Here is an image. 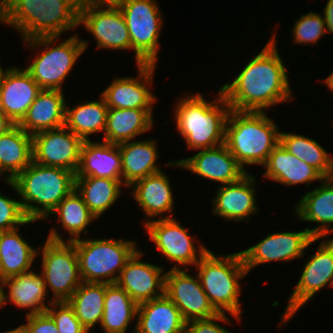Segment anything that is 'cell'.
I'll list each match as a JSON object with an SVG mask.
<instances>
[{"label":"cell","instance_id":"cell-22","mask_svg":"<svg viewBox=\"0 0 333 333\" xmlns=\"http://www.w3.org/2000/svg\"><path fill=\"white\" fill-rule=\"evenodd\" d=\"M165 172L159 171L157 173L146 176L136 180L131 187V194L136 200L138 206L145 214V225L149 221L154 220L156 216L162 218H173L174 209V196L171 190V183ZM164 213H170L166 216ZM164 216V217H162Z\"/></svg>","mask_w":333,"mask_h":333},{"label":"cell","instance_id":"cell-51","mask_svg":"<svg viewBox=\"0 0 333 333\" xmlns=\"http://www.w3.org/2000/svg\"><path fill=\"white\" fill-rule=\"evenodd\" d=\"M4 333H23V330H22L21 326L19 325L16 328L10 329L6 332L4 331Z\"/></svg>","mask_w":333,"mask_h":333},{"label":"cell","instance_id":"cell-15","mask_svg":"<svg viewBox=\"0 0 333 333\" xmlns=\"http://www.w3.org/2000/svg\"><path fill=\"white\" fill-rule=\"evenodd\" d=\"M83 140L65 125L32 135L33 161L76 173Z\"/></svg>","mask_w":333,"mask_h":333},{"label":"cell","instance_id":"cell-25","mask_svg":"<svg viewBox=\"0 0 333 333\" xmlns=\"http://www.w3.org/2000/svg\"><path fill=\"white\" fill-rule=\"evenodd\" d=\"M65 99L61 90L42 89L18 125L31 135L64 126L67 103Z\"/></svg>","mask_w":333,"mask_h":333},{"label":"cell","instance_id":"cell-32","mask_svg":"<svg viewBox=\"0 0 333 333\" xmlns=\"http://www.w3.org/2000/svg\"><path fill=\"white\" fill-rule=\"evenodd\" d=\"M50 215H57L58 220L56 221H59L62 229L69 234V238L64 240L59 231L53 227L49 230L47 237V239L52 241L72 242L79 239L83 232V235L89 233L87 230L88 225L97 220L75 189L57 205Z\"/></svg>","mask_w":333,"mask_h":333},{"label":"cell","instance_id":"cell-45","mask_svg":"<svg viewBox=\"0 0 333 333\" xmlns=\"http://www.w3.org/2000/svg\"><path fill=\"white\" fill-rule=\"evenodd\" d=\"M123 0H79L80 4L94 6H119Z\"/></svg>","mask_w":333,"mask_h":333},{"label":"cell","instance_id":"cell-52","mask_svg":"<svg viewBox=\"0 0 333 333\" xmlns=\"http://www.w3.org/2000/svg\"><path fill=\"white\" fill-rule=\"evenodd\" d=\"M3 73H4V69H3V68L1 67V65H0V81H1V78H2Z\"/></svg>","mask_w":333,"mask_h":333},{"label":"cell","instance_id":"cell-9","mask_svg":"<svg viewBox=\"0 0 333 333\" xmlns=\"http://www.w3.org/2000/svg\"><path fill=\"white\" fill-rule=\"evenodd\" d=\"M118 7L126 21L136 65H157L164 23L157 0H123Z\"/></svg>","mask_w":333,"mask_h":333},{"label":"cell","instance_id":"cell-1","mask_svg":"<svg viewBox=\"0 0 333 333\" xmlns=\"http://www.w3.org/2000/svg\"><path fill=\"white\" fill-rule=\"evenodd\" d=\"M273 34L231 83L220 87L232 110L264 112L292 100L289 75Z\"/></svg>","mask_w":333,"mask_h":333},{"label":"cell","instance_id":"cell-23","mask_svg":"<svg viewBox=\"0 0 333 333\" xmlns=\"http://www.w3.org/2000/svg\"><path fill=\"white\" fill-rule=\"evenodd\" d=\"M321 183L305 193L294 209L300 221L318 224L308 227L315 238H326L333 233V180L324 178Z\"/></svg>","mask_w":333,"mask_h":333},{"label":"cell","instance_id":"cell-27","mask_svg":"<svg viewBox=\"0 0 333 333\" xmlns=\"http://www.w3.org/2000/svg\"><path fill=\"white\" fill-rule=\"evenodd\" d=\"M75 176L122 180L121 154L118 144L84 141Z\"/></svg>","mask_w":333,"mask_h":333},{"label":"cell","instance_id":"cell-3","mask_svg":"<svg viewBox=\"0 0 333 333\" xmlns=\"http://www.w3.org/2000/svg\"><path fill=\"white\" fill-rule=\"evenodd\" d=\"M5 183L19 194L26 217L39 221L51 217L50 213L75 189V173L32 161L12 181Z\"/></svg>","mask_w":333,"mask_h":333},{"label":"cell","instance_id":"cell-33","mask_svg":"<svg viewBox=\"0 0 333 333\" xmlns=\"http://www.w3.org/2000/svg\"><path fill=\"white\" fill-rule=\"evenodd\" d=\"M19 228L2 231L0 239V276L7 279L31 271L35 258L40 254L20 236Z\"/></svg>","mask_w":333,"mask_h":333},{"label":"cell","instance_id":"cell-17","mask_svg":"<svg viewBox=\"0 0 333 333\" xmlns=\"http://www.w3.org/2000/svg\"><path fill=\"white\" fill-rule=\"evenodd\" d=\"M137 77L115 78L101 93L108 108L153 109L157 101L150 85L153 83L156 64L137 65Z\"/></svg>","mask_w":333,"mask_h":333},{"label":"cell","instance_id":"cell-46","mask_svg":"<svg viewBox=\"0 0 333 333\" xmlns=\"http://www.w3.org/2000/svg\"><path fill=\"white\" fill-rule=\"evenodd\" d=\"M15 124L0 111V135L7 133Z\"/></svg>","mask_w":333,"mask_h":333},{"label":"cell","instance_id":"cell-20","mask_svg":"<svg viewBox=\"0 0 333 333\" xmlns=\"http://www.w3.org/2000/svg\"><path fill=\"white\" fill-rule=\"evenodd\" d=\"M41 90L25 69L8 66L0 81L1 112L18 125Z\"/></svg>","mask_w":333,"mask_h":333},{"label":"cell","instance_id":"cell-35","mask_svg":"<svg viewBox=\"0 0 333 333\" xmlns=\"http://www.w3.org/2000/svg\"><path fill=\"white\" fill-rule=\"evenodd\" d=\"M125 186L122 180L103 177L75 176V190L98 219L115 204Z\"/></svg>","mask_w":333,"mask_h":333},{"label":"cell","instance_id":"cell-42","mask_svg":"<svg viewBox=\"0 0 333 333\" xmlns=\"http://www.w3.org/2000/svg\"><path fill=\"white\" fill-rule=\"evenodd\" d=\"M227 314L219 313L218 315L207 319H196L186 322L184 333H232L228 329L219 325V322L231 323ZM230 321V322H229Z\"/></svg>","mask_w":333,"mask_h":333},{"label":"cell","instance_id":"cell-2","mask_svg":"<svg viewBox=\"0 0 333 333\" xmlns=\"http://www.w3.org/2000/svg\"><path fill=\"white\" fill-rule=\"evenodd\" d=\"M180 98L173 114L176 129L187 148L195 151L224 144L225 125L231 108L221 89L212 101L206 100L200 92Z\"/></svg>","mask_w":333,"mask_h":333},{"label":"cell","instance_id":"cell-36","mask_svg":"<svg viewBox=\"0 0 333 333\" xmlns=\"http://www.w3.org/2000/svg\"><path fill=\"white\" fill-rule=\"evenodd\" d=\"M100 100L83 102L69 108L66 103L65 126L83 141H89L92 134L104 132L108 107L102 95Z\"/></svg>","mask_w":333,"mask_h":333},{"label":"cell","instance_id":"cell-44","mask_svg":"<svg viewBox=\"0 0 333 333\" xmlns=\"http://www.w3.org/2000/svg\"><path fill=\"white\" fill-rule=\"evenodd\" d=\"M324 13V14H323ZM327 34H333V0H328L322 11Z\"/></svg>","mask_w":333,"mask_h":333},{"label":"cell","instance_id":"cell-28","mask_svg":"<svg viewBox=\"0 0 333 333\" xmlns=\"http://www.w3.org/2000/svg\"><path fill=\"white\" fill-rule=\"evenodd\" d=\"M4 286L9 290L4 294V305L8 301L17 308L30 309L26 315L45 313L46 309L52 304V299L45 304L46 297L49 295L46 290L44 276L32 270L4 279Z\"/></svg>","mask_w":333,"mask_h":333},{"label":"cell","instance_id":"cell-21","mask_svg":"<svg viewBox=\"0 0 333 333\" xmlns=\"http://www.w3.org/2000/svg\"><path fill=\"white\" fill-rule=\"evenodd\" d=\"M251 173H247L240 180L220 185L212 199L211 208L214 215L227 220L240 222L250 221L249 217L256 214L259 207L256 203V180Z\"/></svg>","mask_w":333,"mask_h":333},{"label":"cell","instance_id":"cell-7","mask_svg":"<svg viewBox=\"0 0 333 333\" xmlns=\"http://www.w3.org/2000/svg\"><path fill=\"white\" fill-rule=\"evenodd\" d=\"M59 38L37 37L23 41L31 50L38 51L40 48L25 70L41 89L63 91V82L89 44V41L81 40L77 33L59 44L55 43Z\"/></svg>","mask_w":333,"mask_h":333},{"label":"cell","instance_id":"cell-11","mask_svg":"<svg viewBox=\"0 0 333 333\" xmlns=\"http://www.w3.org/2000/svg\"><path fill=\"white\" fill-rule=\"evenodd\" d=\"M176 218H162L149 221L144 225L149 239L154 242L156 250L167 257L168 262H175L171 269H189L187 266L196 265L201 257L209 250L204 244L196 247L197 237L188 233ZM202 244V245H201ZM198 248V249H197Z\"/></svg>","mask_w":333,"mask_h":333},{"label":"cell","instance_id":"cell-4","mask_svg":"<svg viewBox=\"0 0 333 333\" xmlns=\"http://www.w3.org/2000/svg\"><path fill=\"white\" fill-rule=\"evenodd\" d=\"M277 126L266 112L231 109L225 125L224 144L245 170L248 165L263 166L279 144Z\"/></svg>","mask_w":333,"mask_h":333},{"label":"cell","instance_id":"cell-5","mask_svg":"<svg viewBox=\"0 0 333 333\" xmlns=\"http://www.w3.org/2000/svg\"><path fill=\"white\" fill-rule=\"evenodd\" d=\"M79 8V0H18L7 12L4 25L15 28L23 41L61 37L78 27Z\"/></svg>","mask_w":333,"mask_h":333},{"label":"cell","instance_id":"cell-40","mask_svg":"<svg viewBox=\"0 0 333 333\" xmlns=\"http://www.w3.org/2000/svg\"><path fill=\"white\" fill-rule=\"evenodd\" d=\"M46 313L54 321L59 333H89L77 319L67 301L52 302Z\"/></svg>","mask_w":333,"mask_h":333},{"label":"cell","instance_id":"cell-39","mask_svg":"<svg viewBox=\"0 0 333 333\" xmlns=\"http://www.w3.org/2000/svg\"><path fill=\"white\" fill-rule=\"evenodd\" d=\"M293 42L295 44H316L318 40L327 34L324 17L317 12H309L302 14L300 18L295 20L292 27Z\"/></svg>","mask_w":333,"mask_h":333},{"label":"cell","instance_id":"cell-24","mask_svg":"<svg viewBox=\"0 0 333 333\" xmlns=\"http://www.w3.org/2000/svg\"><path fill=\"white\" fill-rule=\"evenodd\" d=\"M133 333H184L186 321L180 310L164 294L138 304Z\"/></svg>","mask_w":333,"mask_h":333},{"label":"cell","instance_id":"cell-43","mask_svg":"<svg viewBox=\"0 0 333 333\" xmlns=\"http://www.w3.org/2000/svg\"><path fill=\"white\" fill-rule=\"evenodd\" d=\"M25 324H21L23 333H59L52 318L45 312L26 315Z\"/></svg>","mask_w":333,"mask_h":333},{"label":"cell","instance_id":"cell-37","mask_svg":"<svg viewBox=\"0 0 333 333\" xmlns=\"http://www.w3.org/2000/svg\"><path fill=\"white\" fill-rule=\"evenodd\" d=\"M104 298L105 283L82 282L67 300L75 316L88 332L102 321Z\"/></svg>","mask_w":333,"mask_h":333},{"label":"cell","instance_id":"cell-12","mask_svg":"<svg viewBox=\"0 0 333 333\" xmlns=\"http://www.w3.org/2000/svg\"><path fill=\"white\" fill-rule=\"evenodd\" d=\"M321 239L323 240L320 242L318 250L313 255H310L311 257L304 265L301 277L293 293L288 298L289 302L280 320L283 326L317 292L326 286L331 287L333 280V238Z\"/></svg>","mask_w":333,"mask_h":333},{"label":"cell","instance_id":"cell-8","mask_svg":"<svg viewBox=\"0 0 333 333\" xmlns=\"http://www.w3.org/2000/svg\"><path fill=\"white\" fill-rule=\"evenodd\" d=\"M72 242L82 281L88 283L116 284L126 262L139 249L136 241L121 238H79Z\"/></svg>","mask_w":333,"mask_h":333},{"label":"cell","instance_id":"cell-49","mask_svg":"<svg viewBox=\"0 0 333 333\" xmlns=\"http://www.w3.org/2000/svg\"><path fill=\"white\" fill-rule=\"evenodd\" d=\"M327 88L333 92V72L324 79L323 81Z\"/></svg>","mask_w":333,"mask_h":333},{"label":"cell","instance_id":"cell-34","mask_svg":"<svg viewBox=\"0 0 333 333\" xmlns=\"http://www.w3.org/2000/svg\"><path fill=\"white\" fill-rule=\"evenodd\" d=\"M137 308L138 304L124 289L117 284H105L101 329L104 333H126L137 318Z\"/></svg>","mask_w":333,"mask_h":333},{"label":"cell","instance_id":"cell-19","mask_svg":"<svg viewBox=\"0 0 333 333\" xmlns=\"http://www.w3.org/2000/svg\"><path fill=\"white\" fill-rule=\"evenodd\" d=\"M143 251L137 250L126 262L116 284L137 303L164 295L165 267L144 262Z\"/></svg>","mask_w":333,"mask_h":333},{"label":"cell","instance_id":"cell-14","mask_svg":"<svg viewBox=\"0 0 333 333\" xmlns=\"http://www.w3.org/2000/svg\"><path fill=\"white\" fill-rule=\"evenodd\" d=\"M308 229L270 233L262 241L241 251L248 273L253 268L267 262H288L303 257L304 250L313 242L321 239L315 238Z\"/></svg>","mask_w":333,"mask_h":333},{"label":"cell","instance_id":"cell-38","mask_svg":"<svg viewBox=\"0 0 333 333\" xmlns=\"http://www.w3.org/2000/svg\"><path fill=\"white\" fill-rule=\"evenodd\" d=\"M279 143L283 148L316 168L325 178L333 172V157L314 139L295 133L280 132Z\"/></svg>","mask_w":333,"mask_h":333},{"label":"cell","instance_id":"cell-16","mask_svg":"<svg viewBox=\"0 0 333 333\" xmlns=\"http://www.w3.org/2000/svg\"><path fill=\"white\" fill-rule=\"evenodd\" d=\"M188 270L170 268L165 272L164 294L180 310L186 322L218 315L204 292L198 275L195 278Z\"/></svg>","mask_w":333,"mask_h":333},{"label":"cell","instance_id":"cell-48","mask_svg":"<svg viewBox=\"0 0 333 333\" xmlns=\"http://www.w3.org/2000/svg\"><path fill=\"white\" fill-rule=\"evenodd\" d=\"M4 279L0 276V308L5 307L4 305V294H5Z\"/></svg>","mask_w":333,"mask_h":333},{"label":"cell","instance_id":"cell-29","mask_svg":"<svg viewBox=\"0 0 333 333\" xmlns=\"http://www.w3.org/2000/svg\"><path fill=\"white\" fill-rule=\"evenodd\" d=\"M157 141L131 140L119 143L122 164V182L126 188L136 180L162 171L156 164L159 158Z\"/></svg>","mask_w":333,"mask_h":333},{"label":"cell","instance_id":"cell-18","mask_svg":"<svg viewBox=\"0 0 333 333\" xmlns=\"http://www.w3.org/2000/svg\"><path fill=\"white\" fill-rule=\"evenodd\" d=\"M167 165L189 170L191 173L201 176L200 178L220 182L222 185L236 182L248 173L225 144L200 149L199 152L186 159L169 161Z\"/></svg>","mask_w":333,"mask_h":333},{"label":"cell","instance_id":"cell-6","mask_svg":"<svg viewBox=\"0 0 333 333\" xmlns=\"http://www.w3.org/2000/svg\"><path fill=\"white\" fill-rule=\"evenodd\" d=\"M194 267L214 309L241 321L245 309L240 307V280L248 275L241 251L220 256L208 250Z\"/></svg>","mask_w":333,"mask_h":333},{"label":"cell","instance_id":"cell-41","mask_svg":"<svg viewBox=\"0 0 333 333\" xmlns=\"http://www.w3.org/2000/svg\"><path fill=\"white\" fill-rule=\"evenodd\" d=\"M33 222L36 220L26 217L19 199L0 193V231H10Z\"/></svg>","mask_w":333,"mask_h":333},{"label":"cell","instance_id":"cell-31","mask_svg":"<svg viewBox=\"0 0 333 333\" xmlns=\"http://www.w3.org/2000/svg\"><path fill=\"white\" fill-rule=\"evenodd\" d=\"M33 161L32 135L15 125L0 135V176L12 181ZM7 174V177H6Z\"/></svg>","mask_w":333,"mask_h":333},{"label":"cell","instance_id":"cell-30","mask_svg":"<svg viewBox=\"0 0 333 333\" xmlns=\"http://www.w3.org/2000/svg\"><path fill=\"white\" fill-rule=\"evenodd\" d=\"M153 109L108 108L103 141L119 144L153 128Z\"/></svg>","mask_w":333,"mask_h":333},{"label":"cell","instance_id":"cell-50","mask_svg":"<svg viewBox=\"0 0 333 333\" xmlns=\"http://www.w3.org/2000/svg\"><path fill=\"white\" fill-rule=\"evenodd\" d=\"M7 12L0 5V21L1 23H5Z\"/></svg>","mask_w":333,"mask_h":333},{"label":"cell","instance_id":"cell-26","mask_svg":"<svg viewBox=\"0 0 333 333\" xmlns=\"http://www.w3.org/2000/svg\"><path fill=\"white\" fill-rule=\"evenodd\" d=\"M266 168L263 177L285 186L307 184L325 178L316 168L298 159L279 143L263 165Z\"/></svg>","mask_w":333,"mask_h":333},{"label":"cell","instance_id":"cell-10","mask_svg":"<svg viewBox=\"0 0 333 333\" xmlns=\"http://www.w3.org/2000/svg\"><path fill=\"white\" fill-rule=\"evenodd\" d=\"M39 251L47 293L50 288L53 302L67 301L83 282L74 243L46 239Z\"/></svg>","mask_w":333,"mask_h":333},{"label":"cell","instance_id":"cell-47","mask_svg":"<svg viewBox=\"0 0 333 333\" xmlns=\"http://www.w3.org/2000/svg\"><path fill=\"white\" fill-rule=\"evenodd\" d=\"M18 0H0L1 7L8 12Z\"/></svg>","mask_w":333,"mask_h":333},{"label":"cell","instance_id":"cell-13","mask_svg":"<svg viewBox=\"0 0 333 333\" xmlns=\"http://www.w3.org/2000/svg\"><path fill=\"white\" fill-rule=\"evenodd\" d=\"M78 25L91 33L99 49L132 50L126 21L118 6L80 4Z\"/></svg>","mask_w":333,"mask_h":333}]
</instances>
